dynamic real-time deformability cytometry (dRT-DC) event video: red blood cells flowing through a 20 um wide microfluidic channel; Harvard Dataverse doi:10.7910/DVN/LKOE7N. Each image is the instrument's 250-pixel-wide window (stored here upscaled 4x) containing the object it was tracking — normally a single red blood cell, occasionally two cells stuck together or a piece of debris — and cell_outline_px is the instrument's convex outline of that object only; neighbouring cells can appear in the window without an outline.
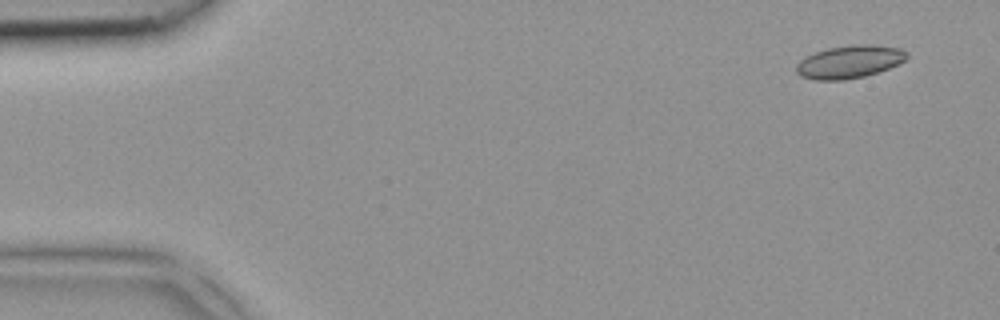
{"species": "common noctule bat (a hibernating species)", "species_latin": "Nyctalus noctula", "temperature_condition": "room temperature", "stored_images_in_passage": 5, "segment_of_instrument_passage": [1, 2], "camera_frame_rate_fps": 3000, "um_per_image_px": 0.085, "animal": {"sex": "female", "body_mass_g": 18.4}, "frame": {"image": 1, "passage_image": 1, "time_ms": 0.0, "image_size_px": [1000, 320], "cell_outline_px": [[908, 56], [904, 60], [888, 68], [864, 76], [844, 80], [816, 80], [800, 76], [796, 72], [796, 64], [804, 56], [828, 48], [860, 44], [872, 44], [900, 48], [908, 52]], "centroid_in_image_um": [72.17, 5.25], "position_along_channel_um": 12.8, "area_um2": 21.04}}
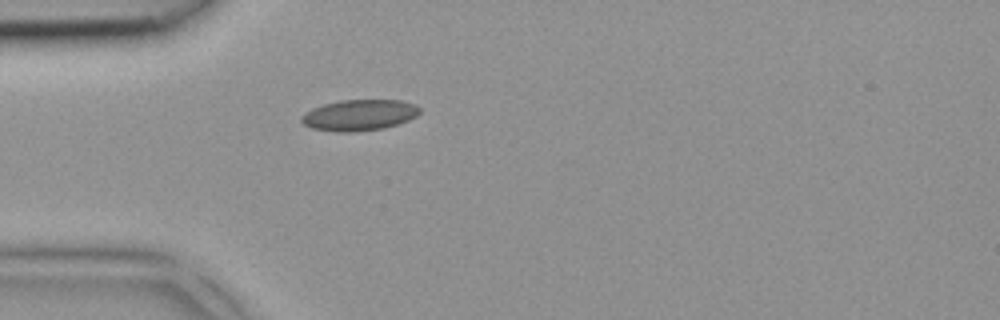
{"frame": {"image": 2, "passage_image": 4, "time_ms": 1.0, "image_size_px": [1000, 320], "cell_outline_px": [[420, 112], [416, 116], [408, 120], [384, 128], [356, 132], [336, 132], [312, 128], [304, 124], [300, 120], [300, 116], [304, 112], [312, 108], [324, 104], [340, 100], [400, 100], [416, 104], [420, 108]], "centroid_in_image_um": [30.52, 9.78], "position_along_channel_um": 54.5, "area_um2": 21.5}}